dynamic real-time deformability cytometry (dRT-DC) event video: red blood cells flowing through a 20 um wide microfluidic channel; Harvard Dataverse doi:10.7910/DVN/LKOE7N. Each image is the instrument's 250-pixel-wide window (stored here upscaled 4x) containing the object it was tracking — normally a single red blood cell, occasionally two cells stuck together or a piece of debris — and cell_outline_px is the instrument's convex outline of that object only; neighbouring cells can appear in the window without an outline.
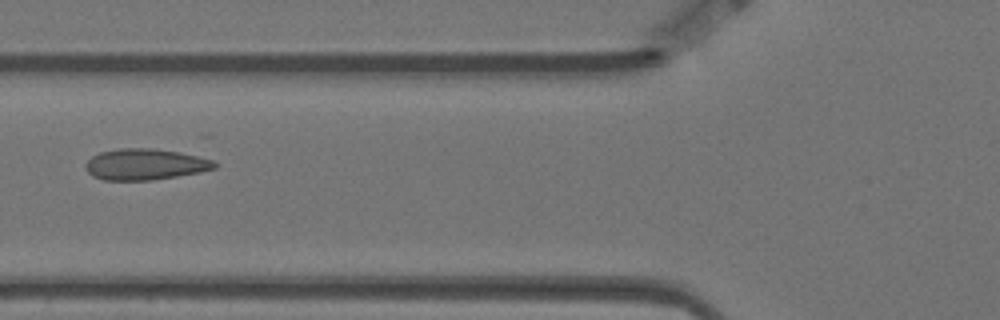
{"species": "Egyptian fruit bat (a non-hibernating species)", "species_latin": "Rousettus aegyptiacus", "temperature_condition": "warm", "stored_images_in_passage": 15, "camera_frame_rate_fps": 3000, "um_per_image_px": 0.085, "animal": {"sex": "female"}, "frame": {"image": 1, "passage_image": 5, "time_ms": 1.333, "image_size_px": [1000, 320], "cell_outline_px": [[216, 168], [200, 172], [152, 180], [104, 180], [92, 176], [84, 168], [84, 164], [92, 156], [100, 152], [120, 148], [152, 148], [180, 152], [212, 160], [216, 164]], "centroid_in_image_um": [12.29, 13.97], "position_along_channel_um": 113.5, "area_um2": 23.35}}
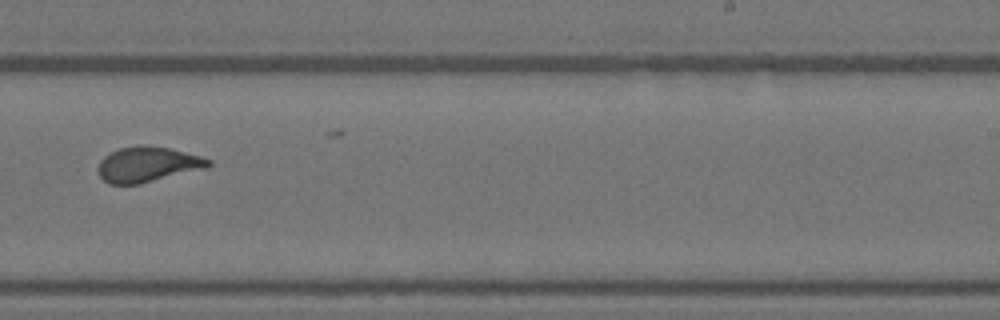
{"frame": {"image": 2, "passage_image": 9, "time_ms": 2.667, "image_size_px": [1000, 320], "cell_outline_px": [[212, 164], [208, 168], [140, 184], [108, 184], [100, 176], [96, 168], [100, 160], [104, 156], [120, 148], [140, 144], [144, 144], [168, 148], [200, 156], [212, 160]], "centroid_in_image_um": [12.55, 13.98], "position_along_channel_um": 276.5, "area_um2": 22.89}}
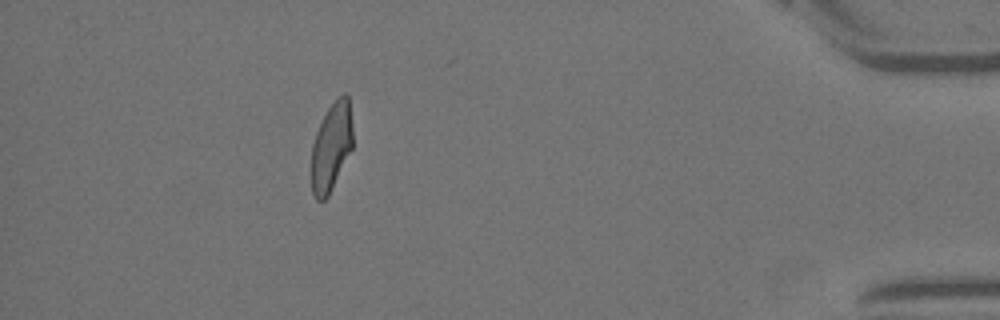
{"frame": {"image": 3, "passage_image": 13, "time_ms": 4.0, "image_size_px": [1000, 320], "cell_outline_px": [[352, 148], [328, 196], [324, 200], [316, 200], [312, 192], [312, 144], [316, 132], [328, 108], [344, 92], [348, 96], [352, 124]], "centroid_in_image_um": [28.16, 12.49], "position_along_channel_um": 407.0, "area_um2": 20.92}}